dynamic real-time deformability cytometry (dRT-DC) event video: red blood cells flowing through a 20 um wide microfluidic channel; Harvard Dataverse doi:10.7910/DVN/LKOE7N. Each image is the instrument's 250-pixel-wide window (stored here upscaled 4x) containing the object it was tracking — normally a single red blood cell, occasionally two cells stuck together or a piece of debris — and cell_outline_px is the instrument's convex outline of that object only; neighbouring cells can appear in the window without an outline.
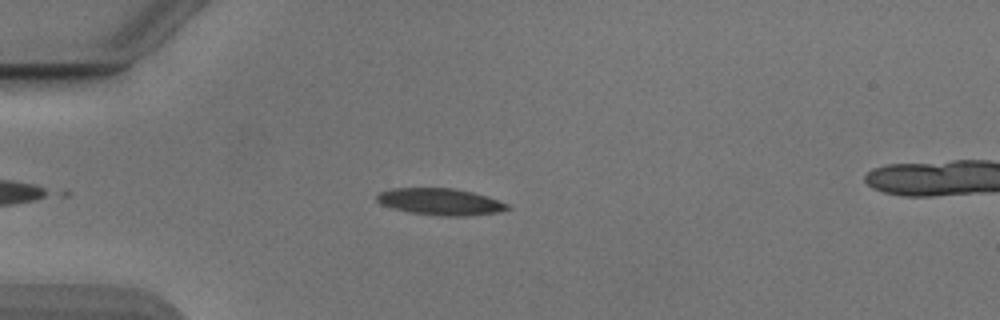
{"species": "Egyptian fruit bat (a non-hibernating species)", "species_latin": "Rousettus aegyptiacus", "temperature_condition": "cold", "stored_images_in_passage": 43, "camera_frame_rate_fps": 3000, "um_per_image_px": 0.085, "animal": {"sex": "male"}, "frame": {"image": 1, "passage_image": 4, "time_ms": 1.0, "image_size_px": [1000, 320], "cell_outline_px": [[512, 208], [500, 212], [472, 216], [440, 216], [408, 212], [392, 208], [380, 204], [376, 200], [376, 196], [380, 192], [392, 188], [456, 188], [488, 196], [508, 204]], "centroid_in_image_um": [37.45, 17.15], "position_along_channel_um": 47.5, "area_um2": 20.63}}
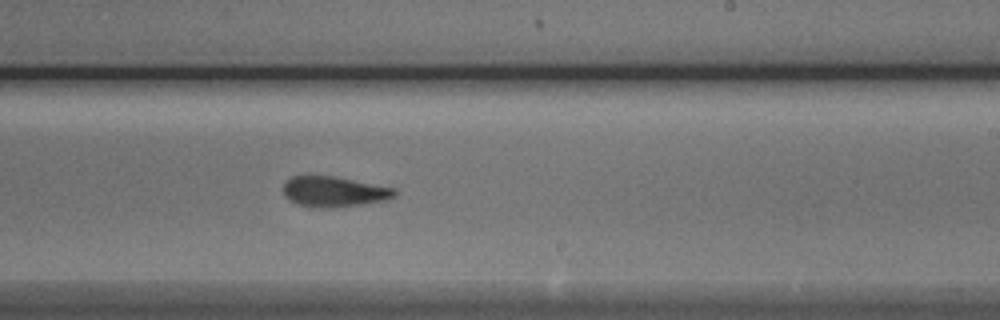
{"frame": {"image": 2, "passage_image": 22, "time_ms": 7.0, "image_size_px": [1000, 320], "cell_outline_px": [[400, 192], [396, 196], [388, 200], [364, 204], [332, 208], [320, 208], [296, 204], [288, 200], [284, 196], [284, 184], [292, 176], [336, 176], [396, 188]], "centroid_in_image_um": [28.46, 16.3], "position_along_channel_um": 260.5, "area_um2": 20.11}}
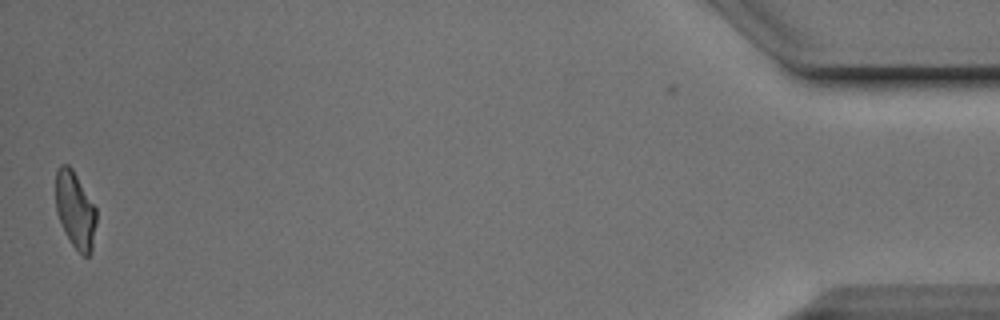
{"frame": {"image": 3, "passage_image": 42, "time_ms": 13.667, "image_size_px": [1000, 320], "cell_outline_px": [[96, 224], [92, 252], [88, 256], [84, 256], [72, 244], [64, 232], [56, 212], [56, 168], [60, 164], [68, 164], [72, 168], [96, 208]], "centroid_in_image_um": [6.39, 17.84], "position_along_channel_um": 428.8, "area_um2": 18.21}, "authors_computed_cell_mechanics": {"area_um2": 19.941, "velocity_mm_per_s": 3.8839, "shape_relaxation_time_tau1_ms": 3.4813, "shape_relaxation_time_tau2_ms": 2.8954, "deformation_change_tau1": 0.1491, "deformation_change_tau2": 0.1094}}